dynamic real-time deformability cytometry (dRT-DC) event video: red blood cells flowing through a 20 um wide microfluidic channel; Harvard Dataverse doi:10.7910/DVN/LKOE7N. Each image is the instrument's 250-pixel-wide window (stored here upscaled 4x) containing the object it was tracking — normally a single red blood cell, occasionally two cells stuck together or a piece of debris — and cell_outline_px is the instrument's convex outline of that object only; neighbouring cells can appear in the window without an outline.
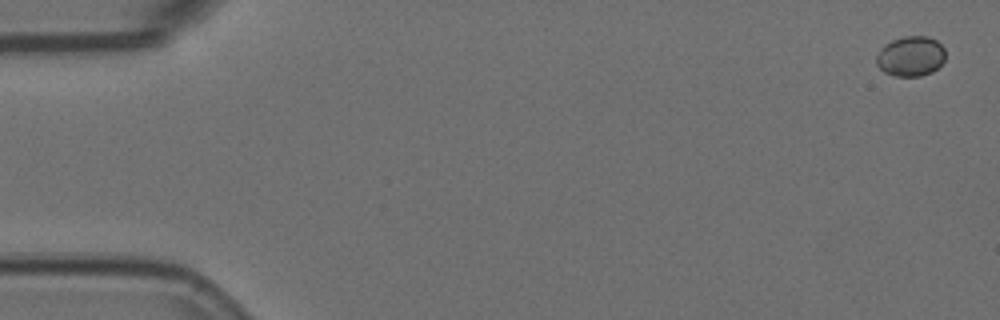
{"species": "Egyptian fruit bat (a non-hibernating species)", "species_latin": "Rousettus aegyptiacus", "temperature_condition": "room temperature", "stored_images_in_passage": 6, "camera_frame_rate_fps": 3000, "um_per_image_px": 0.085, "animal": {"sex": "female"}, "frame": {"image": 1, "passage_image": 1, "time_ms": 0.0, "image_size_px": [1000, 320], "cell_outline_px": [[944, 60], [932, 72], [920, 76], [892, 76], [884, 72], [876, 64], [876, 56], [880, 48], [884, 44], [892, 40], [904, 36], [928, 36], [936, 40], [944, 48]], "centroid_in_image_um": [77.38, 4.78], "position_along_channel_um": 7.6, "area_um2": 16.18}}
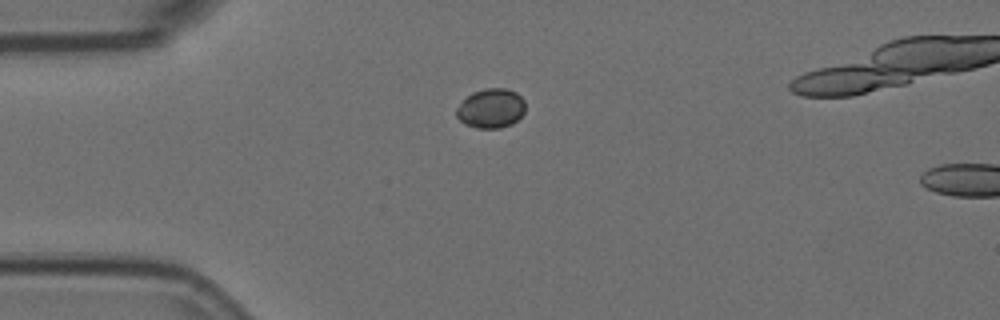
{"frame": {"image": 2, "passage_image": 4, "time_ms": 1.0, "image_size_px": [1000, 320], "cell_outline_px": [[524, 112], [512, 124], [500, 128], [476, 128], [464, 124], [456, 116], [456, 108], [472, 92], [484, 88], [504, 88], [516, 92], [524, 100]], "centroid_in_image_um": [41.72, 9.21], "position_along_channel_um": 43.3, "area_um2": 15.78}}